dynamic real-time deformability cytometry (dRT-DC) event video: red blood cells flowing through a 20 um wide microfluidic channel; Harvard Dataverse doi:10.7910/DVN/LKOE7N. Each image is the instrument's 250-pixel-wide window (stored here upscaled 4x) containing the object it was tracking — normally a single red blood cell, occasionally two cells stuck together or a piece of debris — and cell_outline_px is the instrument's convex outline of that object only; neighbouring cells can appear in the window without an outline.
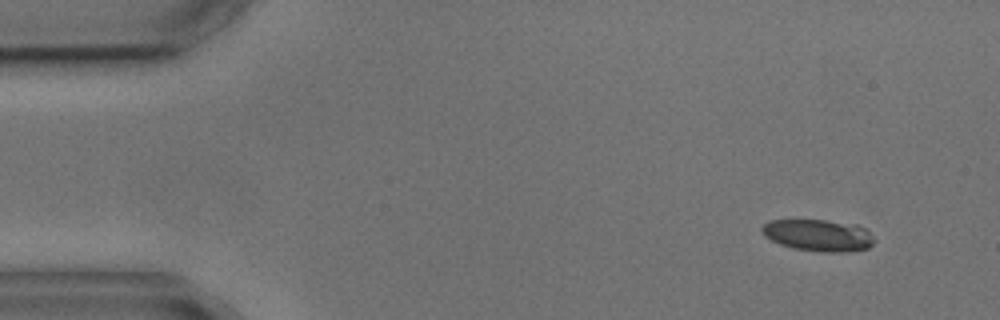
{"species": "common noctule bat (a hibernating species)", "species_latin": "Nyctalus noctula", "temperature_condition": "cold", "stored_images_in_passage": 5, "segment_of_instrument_passage": [1, 2], "camera_frame_rate_fps": 3000, "um_per_image_px": 0.085, "animal": {"sex": "male", "body_mass_g": 17.9, "forearm_length_mm": 54.2}, "frame": {"image": 1, "passage_image": 1, "time_ms": 0.0, "image_size_px": [1000, 320], "cell_outline_px": [[872, 244], [868, 248], [848, 252], [820, 252], [792, 248], [780, 244], [764, 236], [760, 228], [764, 224], [772, 220], [824, 220], [856, 224], [864, 228], [872, 236]], "centroid_in_image_um": [69.53, 20.0], "position_along_channel_um": 15.5, "area_um2": 20.75}}